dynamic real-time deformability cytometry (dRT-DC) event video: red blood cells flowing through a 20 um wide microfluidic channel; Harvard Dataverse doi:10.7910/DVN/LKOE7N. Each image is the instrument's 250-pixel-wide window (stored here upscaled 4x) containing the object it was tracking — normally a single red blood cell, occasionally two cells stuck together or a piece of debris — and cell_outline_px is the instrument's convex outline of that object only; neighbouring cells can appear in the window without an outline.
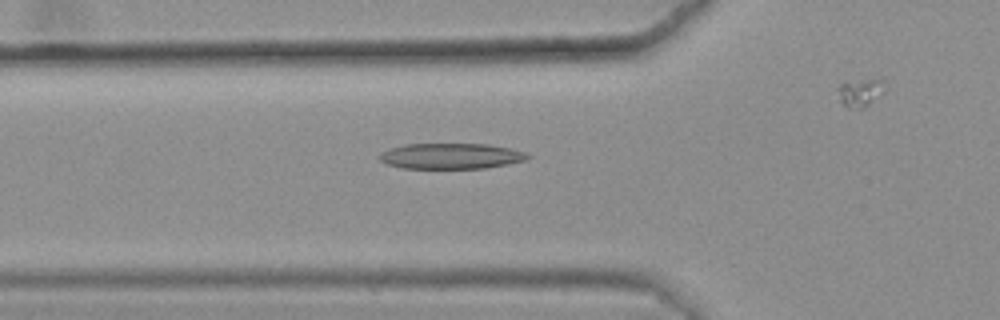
{"species": "common noctule bat (a hibernating species)", "species_latin": "Nyctalus noctula", "temperature_condition": "warm", "stored_images_in_passage": 38, "camera_frame_rate_fps": 3000, "um_per_image_px": 0.085, "animal": {"sex": "female", "body_mass_g": 25.1}, "frame": {"image": 1, "passage_image": 7, "time_ms": 2.0, "image_size_px": [1000, 320], "cell_outline_px": [[532, 156], [524, 160], [508, 164], [484, 168], [400, 168], [388, 164], [380, 160], [376, 156], [392, 148], [404, 144], [488, 144], [512, 148], [524, 152]], "centroid_in_image_um": [38.35, 13.26], "position_along_channel_um": 87.5, "area_um2": 22.08}}
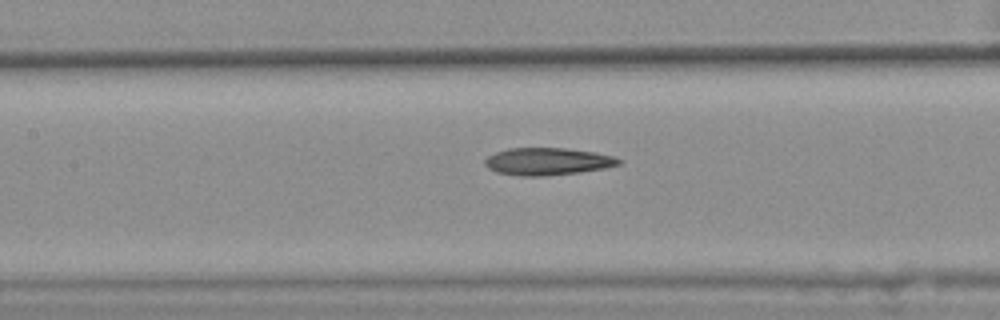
{"frame": {"image": 2, "passage_image": 13, "time_ms": 4.0, "image_size_px": [1000, 320], "cell_outline_px": [[624, 160], [620, 164], [604, 168], [576, 172], [544, 176], [520, 176], [496, 172], [488, 168], [484, 164], [484, 160], [488, 156], [496, 152], [508, 148], [564, 148], [596, 152], [616, 156]], "centroid_in_image_um": [46.55, 13.71], "position_along_channel_um": 160.8, "area_um2": 21.39}}
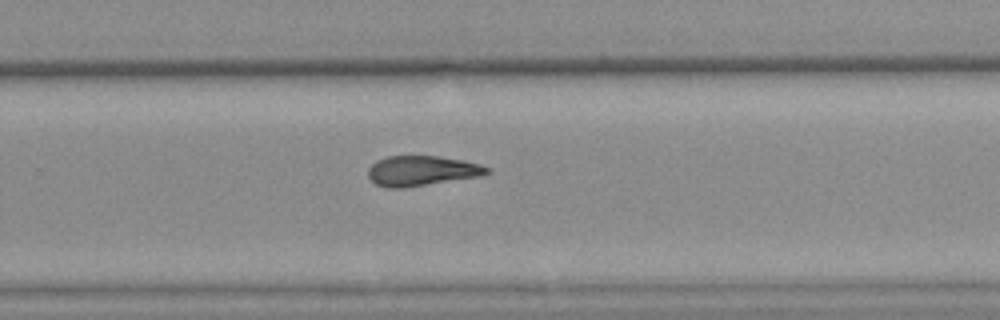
{"frame": {"image": 3, "passage_image": 24, "time_ms": 7.667, "image_size_px": [1000, 320], "cell_outline_px": [[492, 172], [480, 176], [404, 188], [384, 188], [376, 184], [368, 176], [368, 168], [376, 160], [388, 156], [440, 156], [464, 160], [480, 164], [492, 168]], "centroid_in_image_um": [35.87, 14.51], "position_along_channel_um": 293.9, "area_um2": 21.04}, "authors_computed_cell_mechanics": {"area_um2": 21.0681, "velocity_mm_per_s": 3.6422, "shape_relaxation_time_tau1_ms": null, "shape_relaxation_time_tau2_ms": 4.3933, "deformation_change_tau1": null, "deformation_change_tau2": 0.1432}}